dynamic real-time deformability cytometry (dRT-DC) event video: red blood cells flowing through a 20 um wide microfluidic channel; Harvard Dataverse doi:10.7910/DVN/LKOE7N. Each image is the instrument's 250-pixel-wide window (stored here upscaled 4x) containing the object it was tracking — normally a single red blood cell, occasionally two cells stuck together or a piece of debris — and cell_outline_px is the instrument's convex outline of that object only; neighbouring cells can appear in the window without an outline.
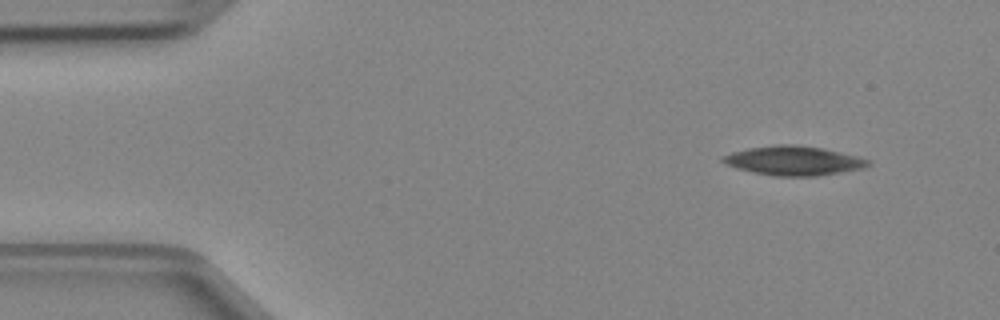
{"species": "Egyptian fruit bat (a non-hibernating species)", "species_latin": "Rousettus aegyptiacus", "temperature_condition": "cold", "stored_images_in_passage": 4, "camera_frame_rate_fps": 3000, "um_per_image_px": 0.085, "animal": {"sex": "female"}, "frame": {"image": 1, "passage_image": 1, "time_ms": 0.0, "image_size_px": [1000, 320], "cell_outline_px": [[872, 164], [864, 168], [816, 176], [772, 176], [752, 172], [736, 168], [724, 164], [720, 160], [720, 156], [732, 152], [748, 148], [776, 144], [796, 144], [820, 148], [840, 152], [872, 160]], "centroid_in_image_um": [67.42, 13.66], "position_along_channel_um": 17.6, "area_um2": 24.97}}
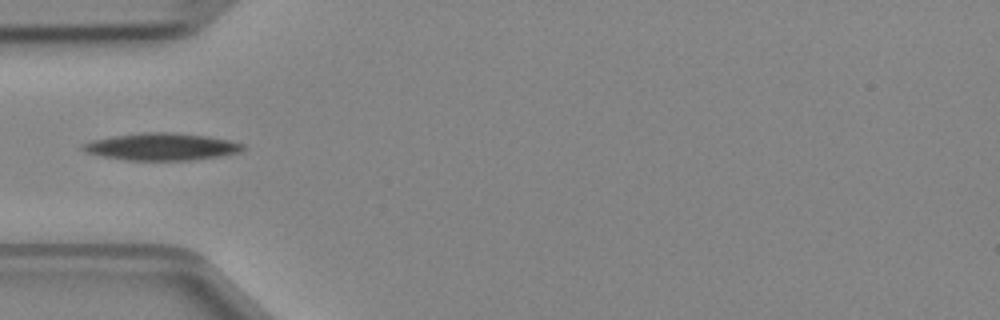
{"frame": {"image": 2, "passage_image": 3, "time_ms": 0.667, "image_size_px": [1000, 320], "cell_outline_px": [[248, 148], [240, 152], [220, 156], [188, 160], [128, 160], [100, 156], [84, 152], [80, 148], [84, 144], [92, 140], [112, 136], [144, 132], [168, 132], [208, 136], [228, 140], [244, 144]], "centroid_in_image_um": [13.74, 12.47], "position_along_channel_um": 71.3, "area_um2": 25.37}}